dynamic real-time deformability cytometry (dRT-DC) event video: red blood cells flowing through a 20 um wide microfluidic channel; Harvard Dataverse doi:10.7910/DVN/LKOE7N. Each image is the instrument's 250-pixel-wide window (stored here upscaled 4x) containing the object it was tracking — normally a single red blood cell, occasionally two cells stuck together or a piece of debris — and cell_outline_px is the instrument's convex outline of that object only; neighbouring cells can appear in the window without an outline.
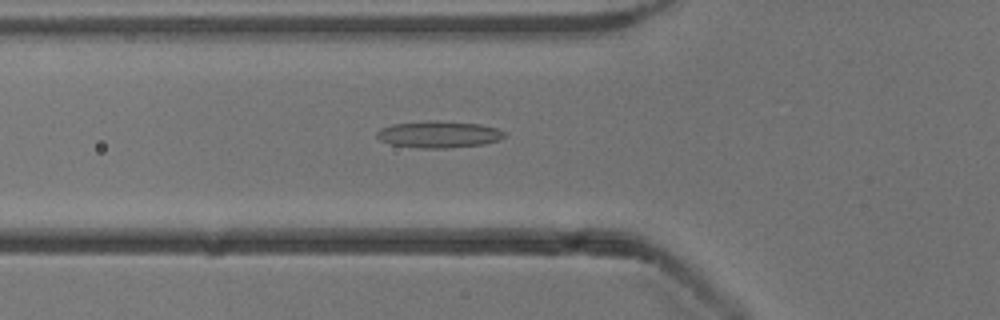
{"species": "common noctule bat (a hibernating species)", "species_latin": "Nyctalus noctula", "temperature_condition": "cold", "stored_images_in_passage": 53, "camera_frame_rate_fps": 3000, "um_per_image_px": 0.085, "animal": {"sex": "male", "body_mass_g": 13.3}, "frame": {"image": 1, "passage_image": 19, "time_ms": 6.0, "image_size_px": [1000, 320], "cell_outline_px": [[504, 136], [500, 140], [484, 144], [444, 148], [420, 148], [392, 144], [380, 140], [376, 136], [376, 132], [380, 128], [392, 124], [432, 120], [480, 124], [496, 128], [504, 132]], "centroid_in_image_um": [37.27, 11.42], "position_along_channel_um": 88.5, "area_um2": 19.77}}
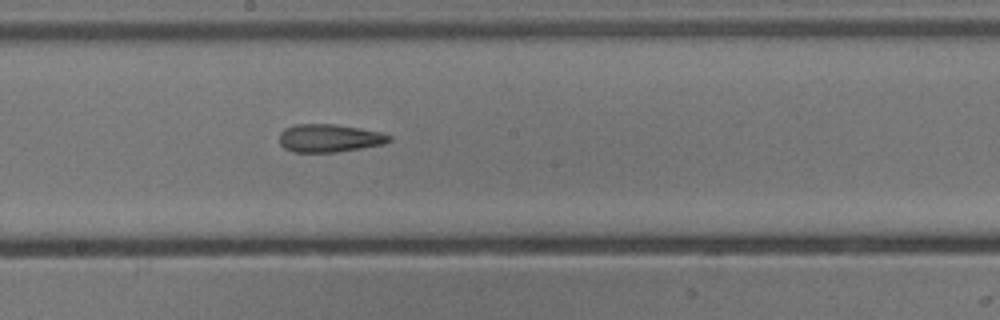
{"frame": {"image": 2, "passage_image": 29, "time_ms": 9.333, "image_size_px": [1000, 320], "cell_outline_px": [[392, 140], [384, 144], [336, 152], [292, 152], [284, 148], [280, 144], [280, 132], [284, 128], [296, 124], [336, 124], [360, 128], [380, 132], [392, 136]], "centroid_in_image_um": [27.99, 11.74], "position_along_channel_um": 220.2, "area_um2": 17.98}}
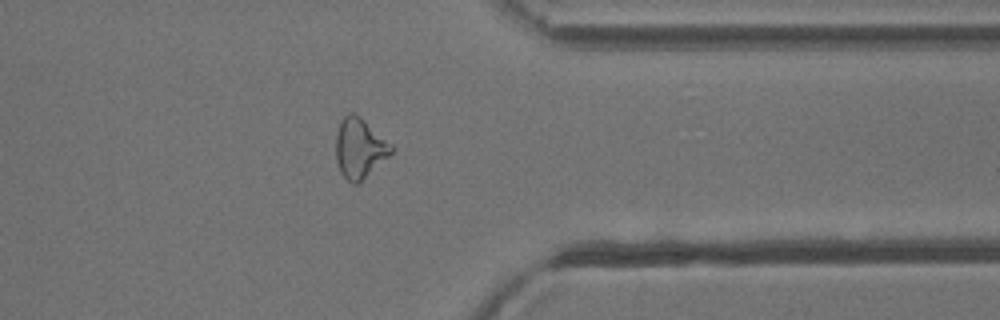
{"frame": {"image": 3, "passage_image": 42, "time_ms": 13.667, "image_size_px": [1000, 320], "cell_outline_px": [[396, 148], [388, 156], [356, 184], [352, 184], [340, 172], [336, 160], [336, 136], [340, 124], [344, 116], [348, 112], [352, 112], [360, 116], [392, 144]], "centroid_in_image_um": [30.56, 12.57], "position_along_channel_um": 380.8, "area_um2": 19.02}, "authors_computed_cell_mechanics": {"area_um2": 18.9584, "velocity_mm_per_s": 3.9166, "shape_relaxation_time_tau1_ms": null, "shape_relaxation_time_tau2_ms": 4.3869, "deformation_change_tau1": null, "deformation_change_tau2": 0.1634}}